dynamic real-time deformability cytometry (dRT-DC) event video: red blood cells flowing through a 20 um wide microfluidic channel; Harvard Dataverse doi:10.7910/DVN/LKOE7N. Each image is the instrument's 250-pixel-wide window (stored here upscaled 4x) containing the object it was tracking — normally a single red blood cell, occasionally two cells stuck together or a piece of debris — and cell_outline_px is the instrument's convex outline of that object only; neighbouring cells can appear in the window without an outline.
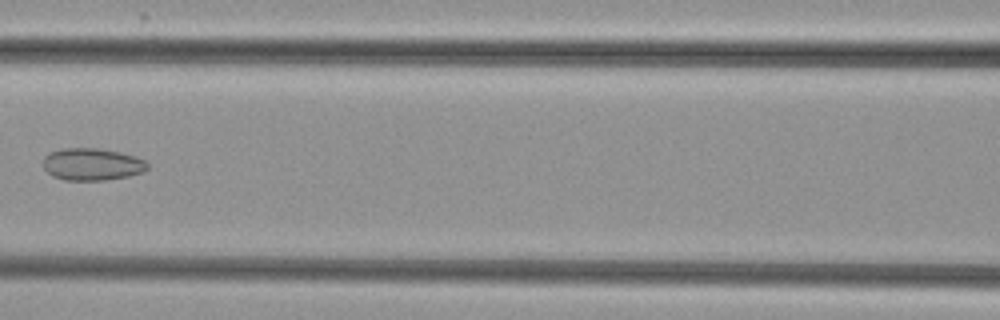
{"species": "common noctule bat (a hibernating species)", "species_latin": "Nyctalus noctula", "temperature_condition": "cold", "stored_images_in_passage": 7, "camera_frame_rate_fps": 3000, "um_per_image_px": 0.085, "animal": {"sex": "female", "body_mass_g": 29.2, "forearm_length_mm": 56.3}, "frame": {"image": 1, "passage_image": 7, "time_ms": 8.0, "image_size_px": [1000, 320], "cell_outline_px": [[148, 168], [144, 172], [128, 176], [104, 180], [64, 180], [52, 176], [44, 168], [44, 156], [60, 148], [100, 148], [120, 152], [136, 156], [144, 160], [148, 164]], "centroid_in_image_um": [7.84, 13.96], "position_along_channel_um": 158.8, "area_um2": 19.65}}